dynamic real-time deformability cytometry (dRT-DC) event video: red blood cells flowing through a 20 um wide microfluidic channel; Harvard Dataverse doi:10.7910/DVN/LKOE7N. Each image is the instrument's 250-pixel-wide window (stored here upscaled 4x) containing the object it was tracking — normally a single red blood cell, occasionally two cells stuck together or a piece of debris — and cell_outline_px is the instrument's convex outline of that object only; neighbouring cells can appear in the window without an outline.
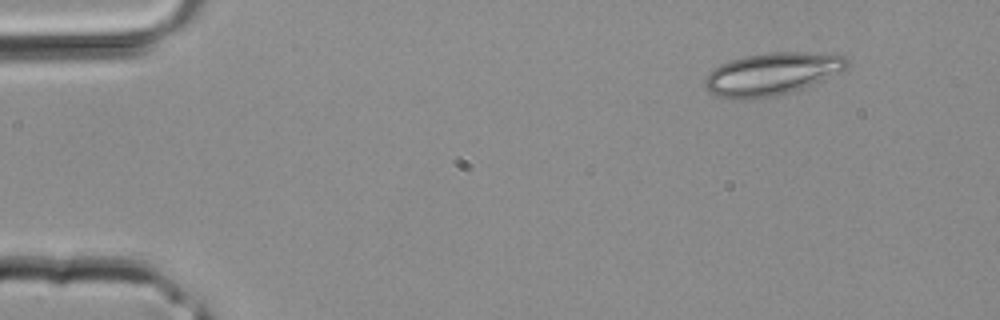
{"species": "common noctule bat (a hibernating species)", "species_latin": "Nyctalus noctula", "temperature_condition": "room temperature", "stored_images_in_passage": 3, "camera_frame_rate_fps": 3000, "um_per_image_px": 0.085, "animal": {"sex": "male", "body_mass_g": 20.4}, "frame": {"image": 1, "passage_image": 1, "time_ms": 0.0, "image_size_px": [1000, 320], "cell_outline_px": [[848, 64], [844, 68], [804, 88], [776, 96], [744, 100], [716, 96], [708, 92], [704, 88], [704, 80], [708, 72], [712, 68], [720, 64], [744, 56], [772, 52], [800, 52], [844, 56], [848, 60]], "centroid_in_image_um": [65.49, 6.3], "position_along_channel_um": 19.5, "area_um2": 34.85}}